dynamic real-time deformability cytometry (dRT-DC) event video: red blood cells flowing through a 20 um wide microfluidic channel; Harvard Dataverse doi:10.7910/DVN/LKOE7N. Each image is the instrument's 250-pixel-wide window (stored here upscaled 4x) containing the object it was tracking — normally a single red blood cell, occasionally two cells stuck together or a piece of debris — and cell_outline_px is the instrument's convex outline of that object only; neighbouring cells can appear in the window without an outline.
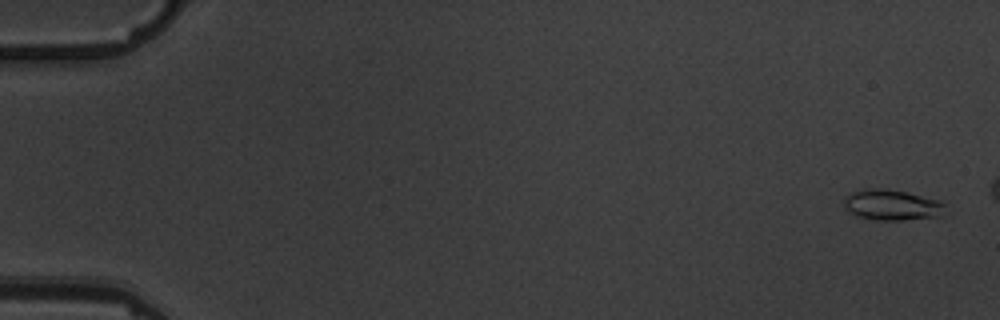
{"species": "common noctule bat (a hibernating species)", "species_latin": "Nyctalus noctula", "temperature_condition": "warm", "stored_images_in_passage": 6, "camera_frame_rate_fps": 3000, "um_per_image_px": 0.085, "animal": {"sex": "male", "body_mass_g": 19.5, "forearm_length_mm": 54.6}, "frame": {"image": 1, "passage_image": 1, "time_ms": 0.0, "image_size_px": [1000, 320], "cell_outline_px": [[944, 216], [904, 220], [876, 220], [856, 216], [844, 204], [844, 196], [852, 192], [864, 188], [888, 188], [908, 192], [940, 200], [944, 204]], "centroid_in_image_um": [75.84, 17.41], "position_along_channel_um": 9.2, "area_um2": 18.32}}